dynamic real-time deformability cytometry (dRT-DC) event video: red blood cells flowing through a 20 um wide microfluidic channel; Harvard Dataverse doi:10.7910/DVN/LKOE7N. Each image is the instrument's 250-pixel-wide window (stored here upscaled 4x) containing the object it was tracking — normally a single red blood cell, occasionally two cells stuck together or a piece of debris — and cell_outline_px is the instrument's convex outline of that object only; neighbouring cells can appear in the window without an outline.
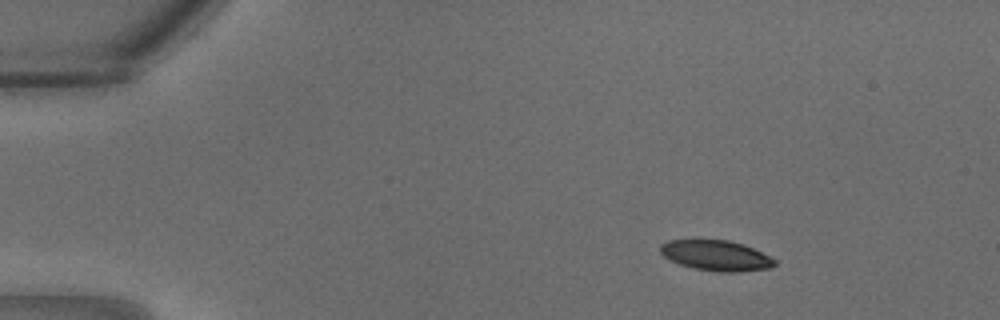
{"species": "common noctule bat (a hibernating species)", "species_latin": "Nyctalus noctula", "temperature_condition": "warm", "stored_images_in_passage": 14, "camera_frame_rate_fps": 3000, "um_per_image_px": 0.085, "animal": {"sex": "male", "body_mass_g": 18.8}, "frame": {"image": 1, "passage_image": 1, "time_ms": 0.0, "image_size_px": [1000, 320], "cell_outline_px": [[776, 264], [772, 268], [736, 272], [720, 272], [696, 268], [680, 264], [664, 256], [660, 252], [660, 244], [668, 240], [728, 240], [744, 244], [776, 260]], "centroid_in_image_um": [60.88, 21.71], "position_along_channel_um": 24.1, "area_um2": 20.06}}
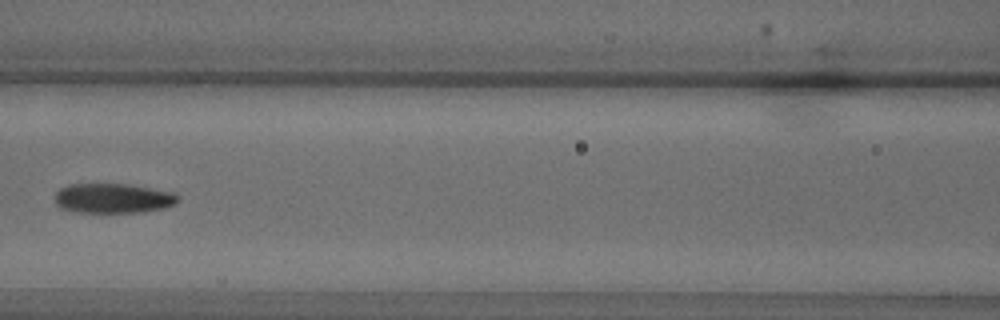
{"frame": {"image": 2, "passage_image": 11, "time_ms": 3.333, "image_size_px": [1000, 320], "cell_outline_px": [[180, 200], [176, 204], [164, 208], [140, 212], [76, 212], [60, 208], [56, 204], [56, 192], [60, 188], [68, 184], [128, 184], [176, 192], [180, 196]], "centroid_in_image_um": [9.66, 16.85], "position_along_channel_um": 156.9, "area_um2": 21.56}}
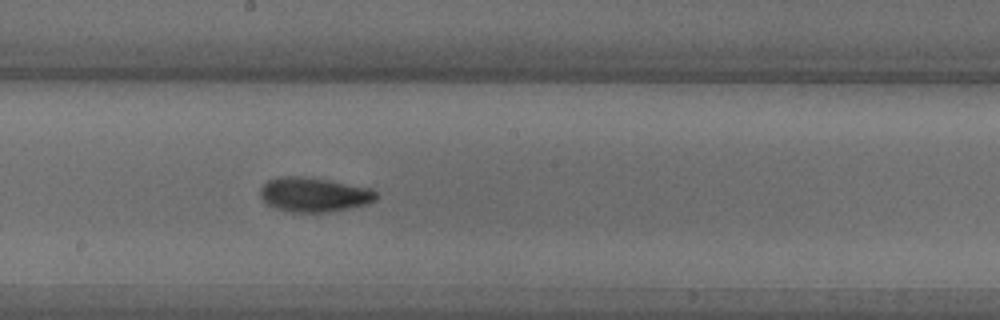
{"frame": {"image": 3, "passage_image": 14, "time_ms": 4.333, "image_size_px": [1000, 320], "cell_outline_px": [[376, 200], [368, 204], [352, 208], [328, 212], [292, 212], [276, 208], [268, 204], [260, 196], [260, 188], [268, 180], [280, 176], [300, 176], [328, 180], [372, 188], [376, 192]], "centroid_in_image_um": [26.71, 16.54], "position_along_channel_um": 221.5, "area_um2": 23.29}}